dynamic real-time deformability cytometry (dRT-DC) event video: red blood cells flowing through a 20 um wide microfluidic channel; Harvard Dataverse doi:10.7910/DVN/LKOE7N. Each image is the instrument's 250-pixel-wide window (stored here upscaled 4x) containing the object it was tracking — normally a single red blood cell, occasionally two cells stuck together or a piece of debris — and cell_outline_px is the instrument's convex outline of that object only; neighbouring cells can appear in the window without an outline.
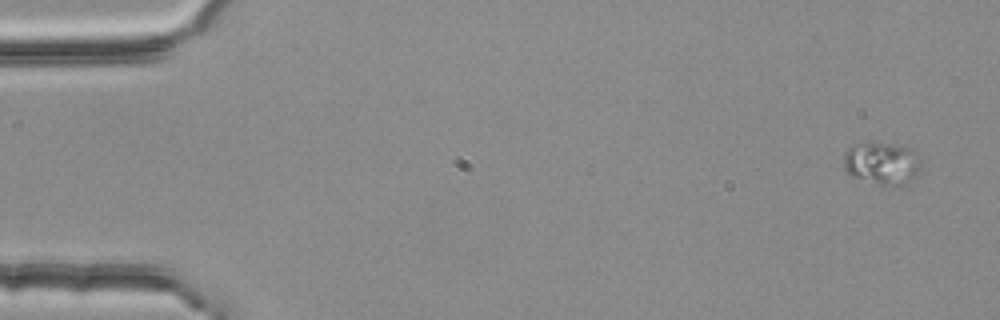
{"species": "common noctule bat (a hibernating species)", "species_latin": "Nyctalus noctula", "temperature_condition": "room temperature", "stored_images_in_passage": 5, "camera_frame_rate_fps": 3000, "um_per_image_px": 0.085, "animal": {"sex": "female", "body_mass_g": 25.1}, "frame": {"image": 1, "passage_image": 5, "time_ms": 1.333, "image_size_px": [1000, 320], "cell_outline_px": [[920, 168], [916, 176], [912, 180], [900, 184], [876, 184], [852, 176], [844, 168], [844, 152], [852, 144], [872, 140], [900, 144], [916, 148], [920, 156]], "centroid_in_image_um": [74.99, 13.79], "position_along_channel_um": 10.0, "area_um2": 19.88}}